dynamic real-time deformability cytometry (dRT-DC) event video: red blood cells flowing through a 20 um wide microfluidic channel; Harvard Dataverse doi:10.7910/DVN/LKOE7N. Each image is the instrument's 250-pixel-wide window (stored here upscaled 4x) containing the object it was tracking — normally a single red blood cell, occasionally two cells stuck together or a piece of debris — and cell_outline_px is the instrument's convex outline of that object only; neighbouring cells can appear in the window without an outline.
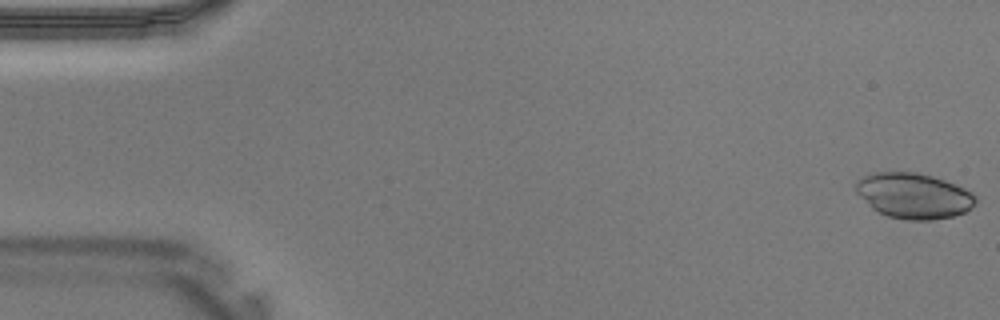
{"species": "Egyptian fruit bat (a non-hibernating species)", "species_latin": "Rousettus aegyptiacus", "temperature_condition": "warm", "stored_images_in_passage": 40, "camera_frame_rate_fps": 3000, "um_per_image_px": 0.085, "animal": {"sex": "male"}, "frame": {"image": 1, "passage_image": 1, "time_ms": 0.0, "image_size_px": [1000, 320], "cell_outline_px": [[976, 200], [964, 212], [952, 216], [932, 220], [908, 220], [888, 216], [872, 208], [856, 192], [856, 184], [864, 176], [876, 172], [916, 172], [932, 176], [956, 184], [972, 192], [976, 196]], "centroid_in_image_um": [77.67, 16.63], "position_along_channel_um": 7.3, "area_um2": 31.33}}
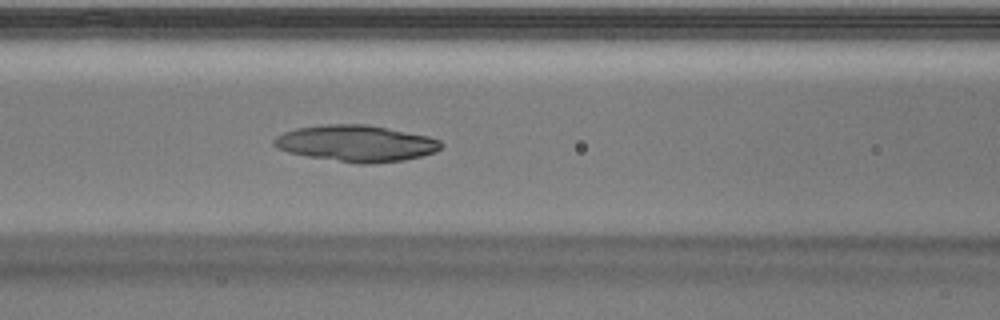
{"frame": {"image": 2, "passage_image": 17, "time_ms": 5.333, "image_size_px": [1000, 320], "cell_outline_px": [[444, 144], [436, 152], [404, 160], [368, 164], [360, 164], [308, 156], [288, 152], [276, 148], [272, 144], [272, 140], [276, 136], [284, 132], [296, 128], [328, 124], [364, 124], [428, 136], [440, 140]], "centroid_in_image_um": [30.25, 12.19], "position_along_channel_um": 136.3, "area_um2": 35.26}}
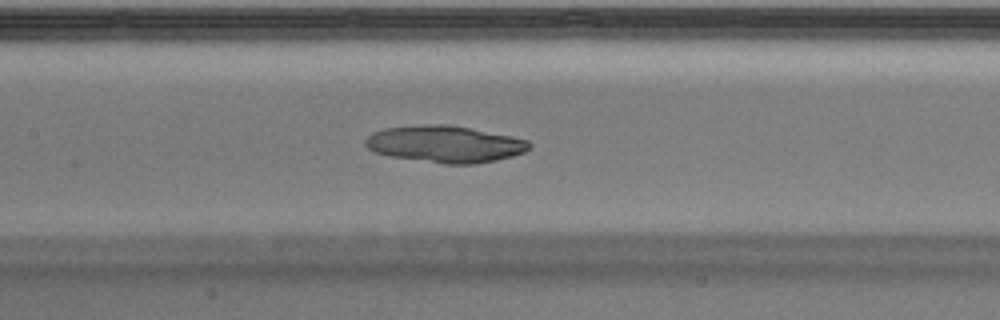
{"frame": {"image": 3, "passage_image": 19, "time_ms": 6.0, "image_size_px": [1000, 320], "cell_outline_px": [[532, 148], [524, 152], [512, 156], [496, 160], [476, 164], [444, 164], [388, 156], [376, 152], [368, 148], [364, 144], [364, 140], [372, 132], [384, 128], [424, 124], [448, 124], [512, 136], [528, 140], [532, 144]], "centroid_in_image_um": [37.83, 12.25], "position_along_channel_um": 169.6, "area_um2": 35.37}}